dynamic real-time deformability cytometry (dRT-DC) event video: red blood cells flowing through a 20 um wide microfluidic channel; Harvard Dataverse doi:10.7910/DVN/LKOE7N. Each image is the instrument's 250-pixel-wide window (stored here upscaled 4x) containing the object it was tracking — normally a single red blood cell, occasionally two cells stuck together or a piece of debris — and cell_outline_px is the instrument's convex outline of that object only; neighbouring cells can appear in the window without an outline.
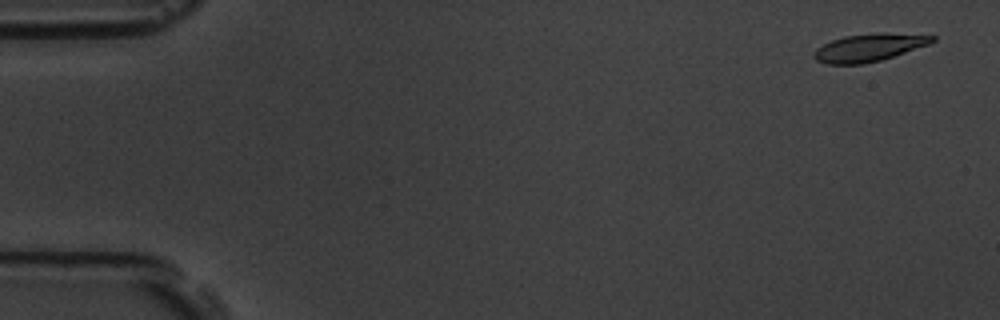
{"species": "common noctule bat (a hibernating species)", "species_latin": "Nyctalus noctula", "temperature_condition": "room temperature", "stored_images_in_passage": 5, "camera_frame_rate_fps": 3000, "um_per_image_px": 0.085, "animal": {"sex": "male", "body_mass_g": 19.5, "forearm_length_mm": 54.6}, "frame": {"image": 1, "passage_image": 1, "time_ms": 0.0, "image_size_px": [1000, 320], "cell_outline_px": [[936, 40], [928, 44], [880, 60], [860, 64], [828, 64], [816, 60], [812, 56], [812, 52], [816, 48], [832, 40], [844, 36], [880, 32], [936, 36]], "centroid_in_image_um": [73.81, 4.04], "position_along_channel_um": 11.2, "area_um2": 18.84}}
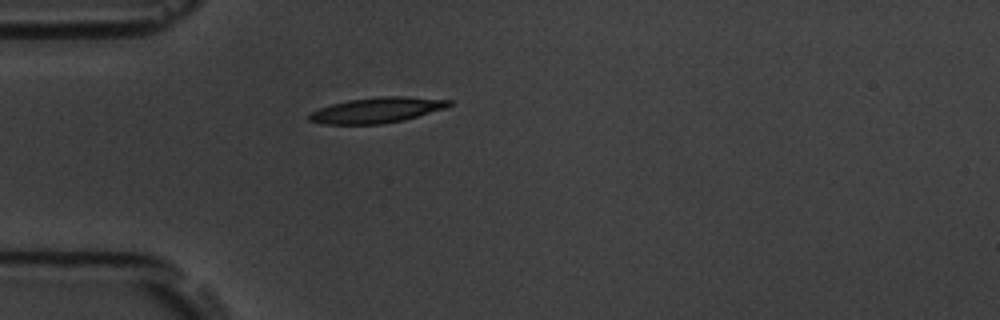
{"frame": {"image": 2, "passage_image": 5, "time_ms": 4.667, "image_size_px": [1000, 320], "cell_outline_px": [[452, 104], [444, 108], [404, 120], [380, 124], [324, 124], [308, 120], [308, 116], [312, 112], [320, 108], [332, 104], [348, 100], [380, 96], [408, 96], [452, 100]], "centroid_in_image_um": [32.04, 9.35], "position_along_channel_um": 53.0, "area_um2": 20.63}}